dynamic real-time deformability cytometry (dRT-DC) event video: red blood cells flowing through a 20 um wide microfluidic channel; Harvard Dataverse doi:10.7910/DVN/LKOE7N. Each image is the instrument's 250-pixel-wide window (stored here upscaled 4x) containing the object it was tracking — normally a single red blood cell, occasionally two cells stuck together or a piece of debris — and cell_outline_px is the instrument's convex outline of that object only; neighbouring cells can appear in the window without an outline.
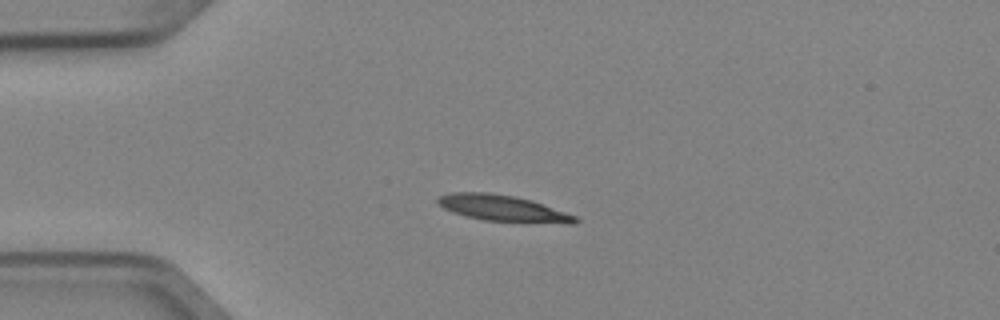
{"species": "Egyptian fruit bat (a non-hibernating species)", "species_latin": "Rousettus aegyptiacus", "temperature_condition": "cold", "stored_images_in_passage": 2, "camera_frame_rate_fps": 3000, "um_per_image_px": 0.085, "animal": {"sex": "female"}, "frame": {"image": 1, "passage_image": 1, "time_ms": 0.0, "image_size_px": [1000, 320], "cell_outline_px": [[580, 220], [576, 224], [568, 224], [484, 220], [452, 212], [444, 208], [436, 200], [440, 196], [452, 192], [488, 192], [512, 196], [532, 200], [576, 216]], "centroid_in_image_um": [42.79, 17.71], "position_along_channel_um": 42.2, "area_um2": 20.81}}